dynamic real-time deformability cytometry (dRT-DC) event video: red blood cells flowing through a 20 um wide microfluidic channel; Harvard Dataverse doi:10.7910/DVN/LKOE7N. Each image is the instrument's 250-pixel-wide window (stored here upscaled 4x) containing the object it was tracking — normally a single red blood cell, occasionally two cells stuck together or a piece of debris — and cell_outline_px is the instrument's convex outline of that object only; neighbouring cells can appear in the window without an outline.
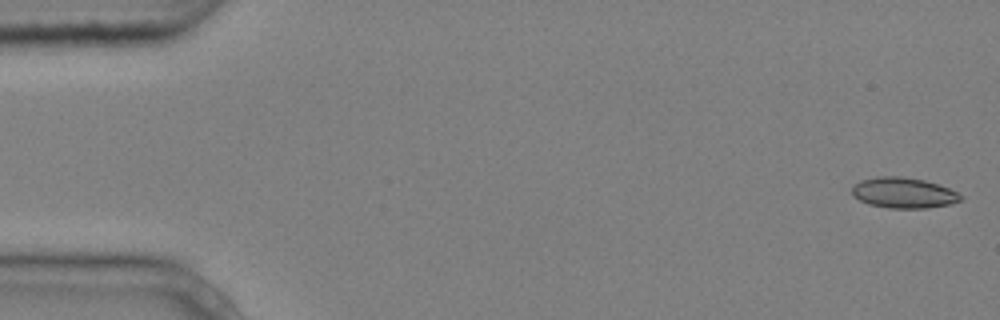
{"species": "common noctule bat (a hibernating species)", "species_latin": "Nyctalus noctula", "temperature_condition": "cold", "stored_images_in_passage": 5, "camera_frame_rate_fps": 3000, "um_per_image_px": 0.085, "animal": {"sex": "male", "body_mass_g": 20.4}, "frame": {"image": 1, "passage_image": 1, "time_ms": 0.0, "image_size_px": [1000, 320], "cell_outline_px": [[964, 200], [952, 204], [928, 208], [888, 208], [868, 204], [852, 196], [852, 184], [860, 180], [876, 176], [900, 176], [924, 180], [948, 188], [964, 196]], "centroid_in_image_um": [76.79, 16.39], "position_along_channel_um": 8.2, "area_um2": 19.65}}
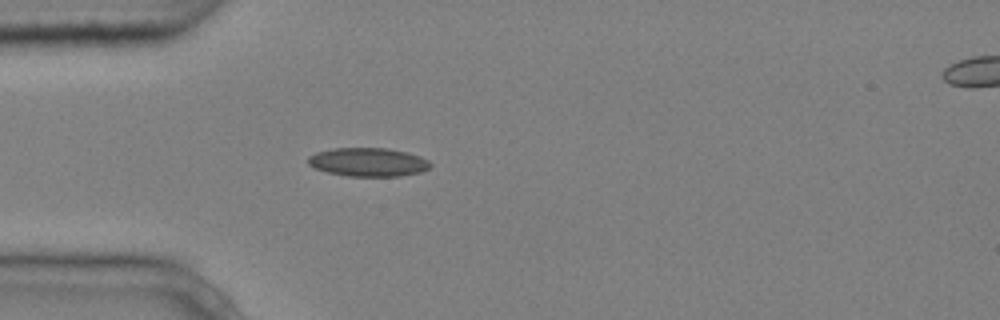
{"frame": {"image": 2, "passage_image": 5, "time_ms": 1.333, "image_size_px": [1000, 320], "cell_outline_px": [[432, 164], [428, 168], [420, 172], [400, 176], [348, 176], [328, 172], [316, 168], [308, 164], [308, 156], [316, 152], [332, 148], [388, 148], [408, 152], [420, 156], [428, 160]], "centroid_in_image_um": [31.3, 13.77], "position_along_channel_um": 53.7, "area_um2": 20.4}}